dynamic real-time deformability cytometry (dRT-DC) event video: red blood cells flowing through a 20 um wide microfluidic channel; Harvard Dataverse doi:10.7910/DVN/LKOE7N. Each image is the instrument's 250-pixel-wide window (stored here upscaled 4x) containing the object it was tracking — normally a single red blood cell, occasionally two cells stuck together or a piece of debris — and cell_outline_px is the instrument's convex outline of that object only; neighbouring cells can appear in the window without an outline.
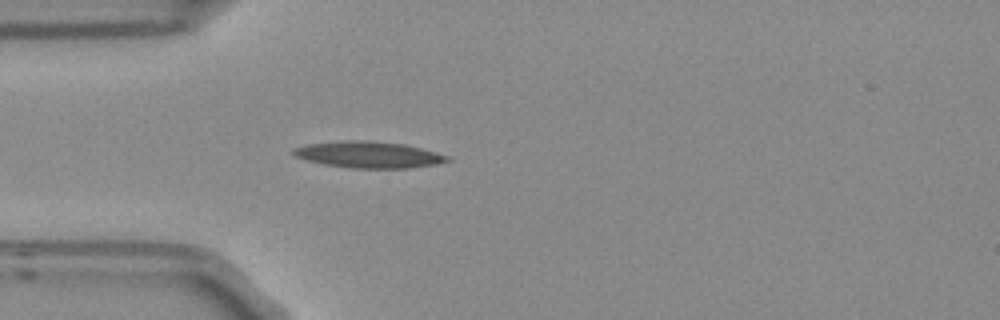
{"species": "Egyptian fruit bat (a non-hibernating species)", "species_latin": "Rousettus aegyptiacus", "temperature_condition": "room temperature", "stored_images_in_passage": 3, "camera_frame_rate_fps": 3000, "um_per_image_px": 0.085, "frame": {"image": 1, "passage_image": 3, "time_ms": 0.667, "image_size_px": [1000, 320], "cell_outline_px": [[452, 160], [436, 164], [412, 168], [352, 168], [324, 164], [308, 160], [296, 156], [292, 152], [292, 148], [304, 144], [348, 140], [368, 140], [404, 144], [436, 152], [448, 156]], "centroid_in_image_um": [31.33, 13.14], "position_along_channel_um": 53.7, "area_um2": 23.7}}